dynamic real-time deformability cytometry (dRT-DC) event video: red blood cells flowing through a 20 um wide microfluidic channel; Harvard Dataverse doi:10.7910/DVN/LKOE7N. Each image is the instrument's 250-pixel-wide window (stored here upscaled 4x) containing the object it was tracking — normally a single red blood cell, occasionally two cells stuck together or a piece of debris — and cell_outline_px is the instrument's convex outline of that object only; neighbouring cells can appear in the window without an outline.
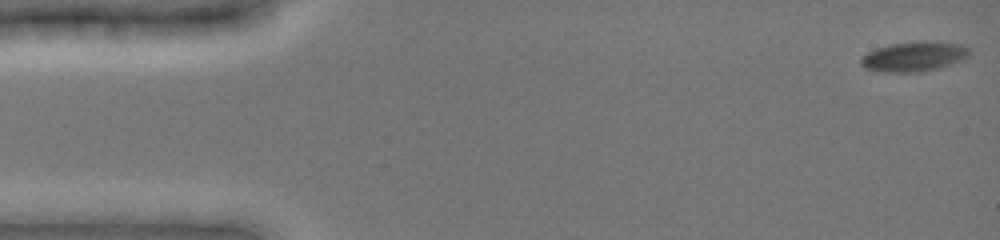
{"species": "common noctule bat (a hibernating species)", "species_latin": "Nyctalus noctula", "temperature_condition": "cold", "stored_images_in_passage": 49, "camera_frame_rate_fps": 3000, "um_per_image_px": 0.085, "animal": {"sex": "female", "body_mass_g": 19.0, "forearm_length_mm": 51.5}, "frame": {"image": 1, "passage_image": 1, "time_ms": 0.0, "image_size_px": [1000, 240], "cell_outline_px": [[972, 52], [964, 60], [924, 72], [880, 72], [864, 68], [860, 64], [860, 60], [868, 52], [876, 48], [892, 44], [912, 40], [936, 40], [960, 44], [968, 48]], "centroid_in_image_um": [77.72, 4.79], "position_along_channel_um": 7.3, "area_um2": 19.36}}
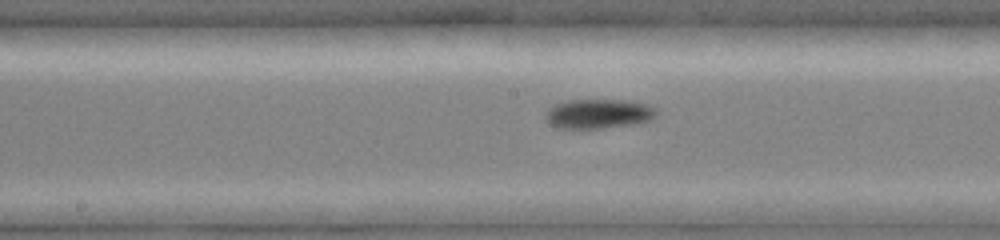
{"frame": {"image": 2, "passage_image": 25, "time_ms": 8.0, "image_size_px": [1000, 240], "cell_outline_px": [[656, 116], [648, 120], [636, 124], [600, 128], [556, 128], [548, 124], [544, 120], [544, 112], [548, 108], [556, 104], [568, 100], [628, 100], [648, 104], [656, 108]], "centroid_in_image_um": [50.82, 9.67], "position_along_channel_um": 197.4, "area_um2": 19.31}}
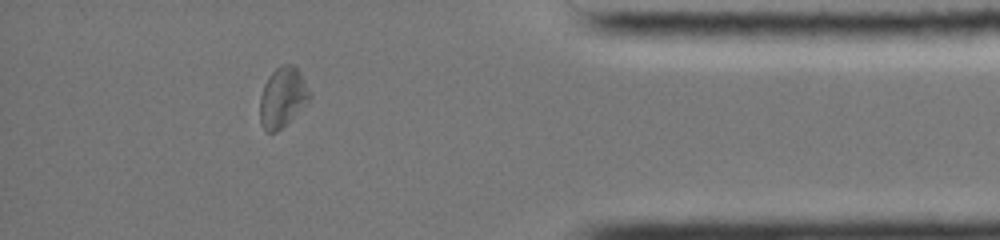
{"frame": {"image": 3, "passage_image": 43, "time_ms": 14.0, "image_size_px": [1000, 240], "cell_outline_px": [[312, 96], [276, 132], [268, 132], [260, 124], [260, 96], [264, 84], [268, 76], [280, 64], [292, 64], [300, 72]], "centroid_in_image_um": [23.98, 8.23], "position_along_channel_um": 411.2, "area_um2": 16.94}, "authors_computed_cell_mechanics": {"area_um2": 18.6116, "velocity_mm_per_s": 3.9114, "shape_relaxation_time_tau1_ms": 4.8498, "shape_relaxation_time_tau2_ms": null, "deformation_change_tau1": 0.0655, "deformation_change_tau2": null}}